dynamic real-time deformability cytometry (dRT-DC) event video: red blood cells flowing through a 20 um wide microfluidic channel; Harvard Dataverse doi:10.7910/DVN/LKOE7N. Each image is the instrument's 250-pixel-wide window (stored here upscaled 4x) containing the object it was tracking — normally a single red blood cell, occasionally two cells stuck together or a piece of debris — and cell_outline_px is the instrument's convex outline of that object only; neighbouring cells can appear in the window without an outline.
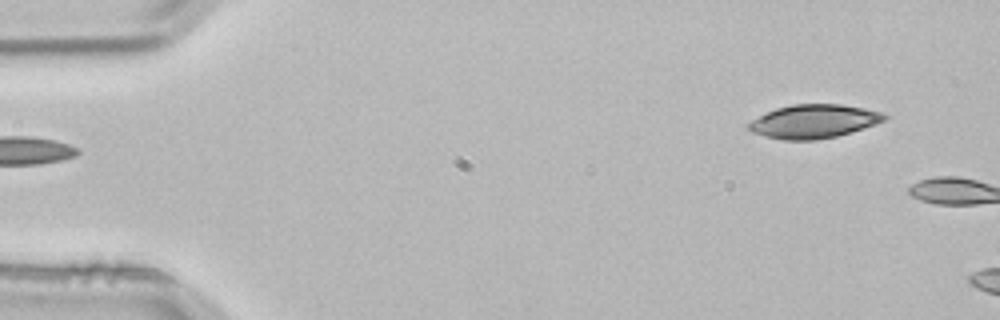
{"species": "common noctule bat (a hibernating species)", "species_latin": "Nyctalus noctula", "temperature_condition": "room temperature", "stored_images_in_passage": 2, "camera_frame_rate_fps": 3000, "um_per_image_px": 0.085, "animal": {"sex": "male", "body_mass_g": 21.5, "forearm_length_mm": 52.0}, "frame": {"image": 1, "passage_image": 1, "time_ms": 0.0, "image_size_px": [1000, 320], "cell_outline_px": [[888, 120], [864, 128], [836, 136], [816, 140], [784, 140], [764, 136], [752, 132], [744, 124], [776, 108], [792, 104], [840, 104], [884, 112], [888, 116]], "centroid_in_image_um": [69.18, 10.32], "position_along_channel_um": 15.8, "area_um2": 26.7}}